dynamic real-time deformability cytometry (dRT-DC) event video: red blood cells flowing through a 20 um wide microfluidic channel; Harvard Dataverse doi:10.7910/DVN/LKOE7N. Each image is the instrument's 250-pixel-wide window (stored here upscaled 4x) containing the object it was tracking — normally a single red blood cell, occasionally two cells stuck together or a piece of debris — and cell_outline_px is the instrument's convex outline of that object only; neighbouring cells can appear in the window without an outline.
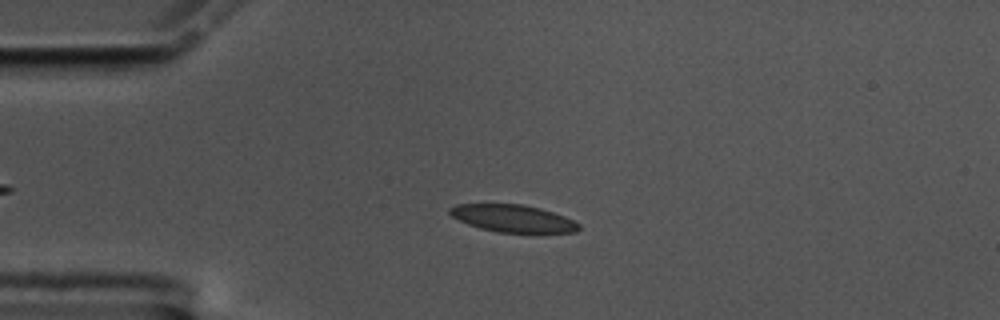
{"species": "common noctule bat (a hibernating species)", "species_latin": "Nyctalus noctula", "temperature_condition": "cold", "stored_images_in_passage": 58, "camera_frame_rate_fps": 3000, "um_per_image_px": 0.085, "animal": {"sex": "male", "body_mass_g": 17.5, "forearm_length_mm": 52.3}, "frame": {"image": 1, "passage_image": 14, "time_ms": 4.333, "image_size_px": [1000, 320], "cell_outline_px": [[580, 228], [576, 232], [496, 232], [480, 228], [468, 224], [452, 216], [448, 212], [448, 208], [456, 204], [524, 204], [540, 208], [564, 216], [580, 224]], "centroid_in_image_um": [43.57, 18.55], "position_along_channel_um": 41.4, "area_um2": 20.4}}
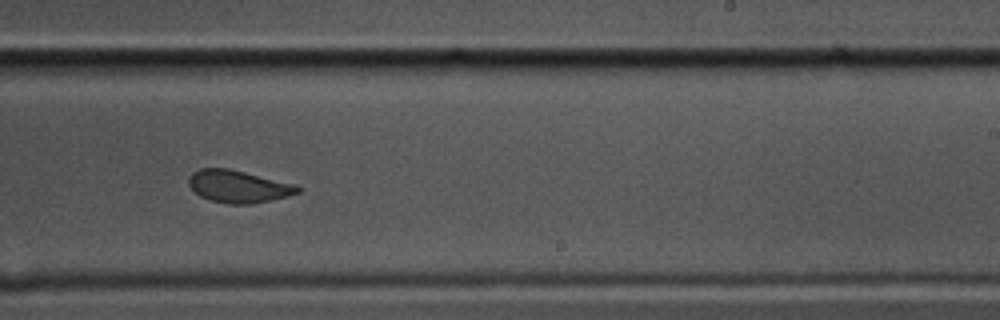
{"frame": {"image": 2, "passage_image": 36, "time_ms": 11.667, "image_size_px": [1000, 320], "cell_outline_px": [[300, 192], [252, 204], [228, 204], [212, 200], [200, 196], [188, 184], [188, 180], [192, 172], [200, 168], [228, 168], [296, 184], [300, 188]], "centroid_in_image_um": [20.24, 15.84], "position_along_channel_um": 268.8, "area_um2": 20.29}}
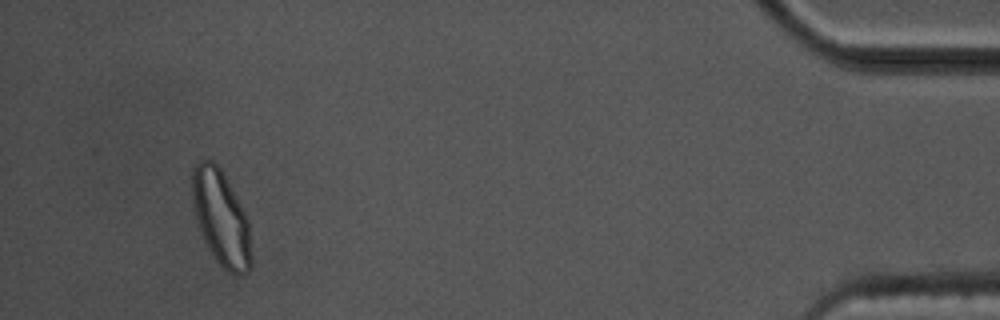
{"frame": {"image": 3, "passage_image": 55, "time_ms": 18.0, "image_size_px": [1000, 320], "cell_outline_px": [[252, 268], [248, 272], [240, 276], [236, 276], [228, 272], [216, 260], [204, 240], [196, 216], [192, 196], [192, 168], [200, 160], [212, 160], [220, 168], [240, 204], [248, 220], [252, 256]], "centroid_in_image_um": [18.81, 18.57], "position_along_channel_um": 416.4, "area_um2": 32.48}, "authors_computed_cell_mechanics": {"area_um2": 21.0681, "velocity_mm_per_s": 3.4316, "shape_relaxation_time_tau1_ms": 5.2239, "shape_relaxation_time_tau2_ms": 1.4861, "deformation_change_tau1": 0.1308, "deformation_change_tau2": 0.0569}}